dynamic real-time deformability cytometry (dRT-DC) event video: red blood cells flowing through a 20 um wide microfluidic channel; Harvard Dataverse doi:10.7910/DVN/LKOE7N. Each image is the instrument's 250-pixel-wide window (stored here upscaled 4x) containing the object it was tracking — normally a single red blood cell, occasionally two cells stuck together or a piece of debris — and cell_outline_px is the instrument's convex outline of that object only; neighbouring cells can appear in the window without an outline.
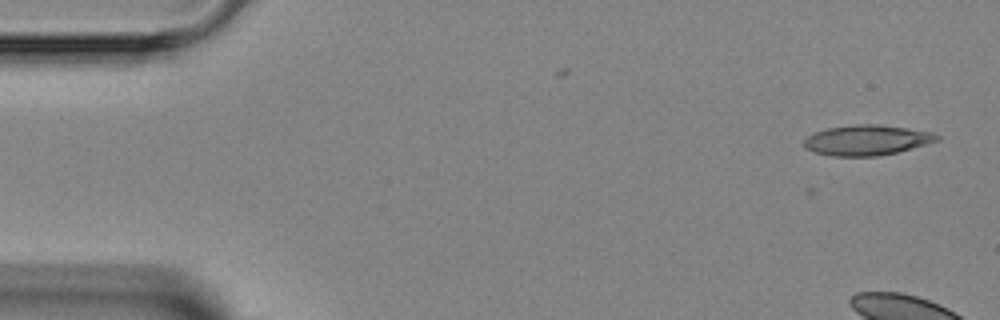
{"species": "Egyptian fruit bat (a non-hibernating species)", "species_latin": "Rousettus aegyptiacus", "temperature_condition": "room temperature", "stored_images_in_passage": 7, "camera_frame_rate_fps": 3000, "um_per_image_px": 0.085, "animal": {"sex": "female"}, "frame": {"image": 1, "passage_image": 1, "time_ms": 0.0, "image_size_px": [1000, 320], "cell_outline_px": [[940, 140], [928, 144], [896, 152], [876, 156], [832, 156], [812, 152], [804, 148], [804, 140], [808, 136], [816, 132], [828, 128], [856, 124], [876, 124], [908, 128], [932, 132], [940, 136]], "centroid_in_image_um": [73.69, 11.91], "position_along_channel_um": 11.3, "area_um2": 23.47}}
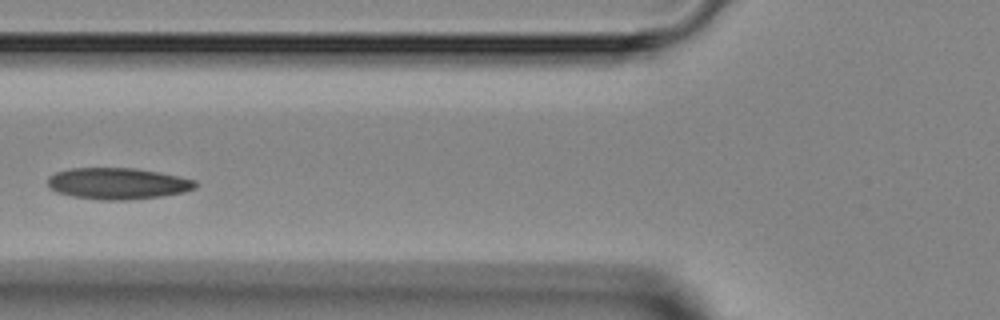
{"frame": {"image": 2, "passage_image": 6, "time_ms": 6.0, "image_size_px": [1000, 320], "cell_outline_px": [[196, 188], [184, 192], [160, 196], [124, 200], [104, 200], [72, 196], [56, 192], [48, 188], [48, 176], [56, 172], [68, 168], [136, 168], [160, 172], [180, 176], [196, 180]], "centroid_in_image_um": [9.99, 15.59], "position_along_channel_um": 115.8, "area_um2": 27.17}}
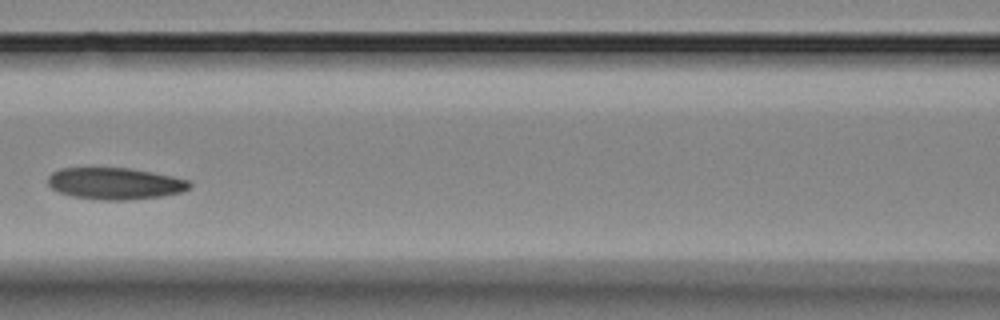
{"frame": {"image": 3, "passage_image": 7, "time_ms": 7.0, "image_size_px": [1000, 320], "cell_outline_px": [[192, 188], [184, 192], [160, 196], [128, 200], [100, 200], [72, 196], [60, 192], [52, 188], [48, 184], [48, 176], [52, 172], [60, 168], [128, 168], [152, 172], [192, 180]], "centroid_in_image_um": [9.83, 15.6], "position_along_channel_um": 156.8, "area_um2": 26.36}}